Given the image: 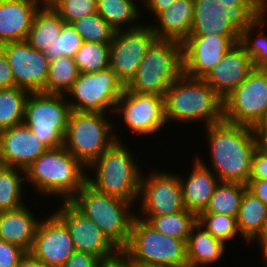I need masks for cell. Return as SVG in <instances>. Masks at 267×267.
Returning a JSON list of instances; mask_svg holds the SVG:
<instances>
[{
	"mask_svg": "<svg viewBox=\"0 0 267 267\" xmlns=\"http://www.w3.org/2000/svg\"><path fill=\"white\" fill-rule=\"evenodd\" d=\"M210 163L203 162L201 154L195 157L209 168L221 182L247 185L250 179L252 158L257 149L252 128L224 120L204 129ZM211 165V167H210Z\"/></svg>",
	"mask_w": 267,
	"mask_h": 267,
	"instance_id": "obj_1",
	"label": "cell"
},
{
	"mask_svg": "<svg viewBox=\"0 0 267 267\" xmlns=\"http://www.w3.org/2000/svg\"><path fill=\"white\" fill-rule=\"evenodd\" d=\"M85 168L64 146L48 148L25 169L26 183L46 198L70 201L86 183ZM28 181V182H27ZM53 195V196H52Z\"/></svg>",
	"mask_w": 267,
	"mask_h": 267,
	"instance_id": "obj_2",
	"label": "cell"
},
{
	"mask_svg": "<svg viewBox=\"0 0 267 267\" xmlns=\"http://www.w3.org/2000/svg\"><path fill=\"white\" fill-rule=\"evenodd\" d=\"M123 143L116 140L87 168L86 182L100 193L132 202L135 206L142 171L133 150Z\"/></svg>",
	"mask_w": 267,
	"mask_h": 267,
	"instance_id": "obj_3",
	"label": "cell"
},
{
	"mask_svg": "<svg viewBox=\"0 0 267 267\" xmlns=\"http://www.w3.org/2000/svg\"><path fill=\"white\" fill-rule=\"evenodd\" d=\"M165 118L168 125L203 121L204 129L223 120V100L203 79L182 74L166 90Z\"/></svg>",
	"mask_w": 267,
	"mask_h": 267,
	"instance_id": "obj_4",
	"label": "cell"
},
{
	"mask_svg": "<svg viewBox=\"0 0 267 267\" xmlns=\"http://www.w3.org/2000/svg\"><path fill=\"white\" fill-rule=\"evenodd\" d=\"M69 202L95 223L120 251L127 245L136 216L132 202L100 193L87 182Z\"/></svg>",
	"mask_w": 267,
	"mask_h": 267,
	"instance_id": "obj_5",
	"label": "cell"
},
{
	"mask_svg": "<svg viewBox=\"0 0 267 267\" xmlns=\"http://www.w3.org/2000/svg\"><path fill=\"white\" fill-rule=\"evenodd\" d=\"M183 74V44L157 39L148 49L125 90L165 97L166 90Z\"/></svg>",
	"mask_w": 267,
	"mask_h": 267,
	"instance_id": "obj_6",
	"label": "cell"
},
{
	"mask_svg": "<svg viewBox=\"0 0 267 267\" xmlns=\"http://www.w3.org/2000/svg\"><path fill=\"white\" fill-rule=\"evenodd\" d=\"M100 112L72 111L63 146L88 168L116 140L122 137L115 131L110 114ZM114 128V129H113Z\"/></svg>",
	"mask_w": 267,
	"mask_h": 267,
	"instance_id": "obj_7",
	"label": "cell"
},
{
	"mask_svg": "<svg viewBox=\"0 0 267 267\" xmlns=\"http://www.w3.org/2000/svg\"><path fill=\"white\" fill-rule=\"evenodd\" d=\"M121 251L138 267H188L186 241L156 231L137 216Z\"/></svg>",
	"mask_w": 267,
	"mask_h": 267,
	"instance_id": "obj_8",
	"label": "cell"
},
{
	"mask_svg": "<svg viewBox=\"0 0 267 267\" xmlns=\"http://www.w3.org/2000/svg\"><path fill=\"white\" fill-rule=\"evenodd\" d=\"M72 110L66 96L30 92L25 103L23 123L48 148L63 146Z\"/></svg>",
	"mask_w": 267,
	"mask_h": 267,
	"instance_id": "obj_9",
	"label": "cell"
},
{
	"mask_svg": "<svg viewBox=\"0 0 267 267\" xmlns=\"http://www.w3.org/2000/svg\"><path fill=\"white\" fill-rule=\"evenodd\" d=\"M263 10L262 6L226 8L222 0H194L193 26L189 36H240Z\"/></svg>",
	"mask_w": 267,
	"mask_h": 267,
	"instance_id": "obj_10",
	"label": "cell"
},
{
	"mask_svg": "<svg viewBox=\"0 0 267 267\" xmlns=\"http://www.w3.org/2000/svg\"><path fill=\"white\" fill-rule=\"evenodd\" d=\"M124 90V84L109 67L98 72L80 73L65 96L72 111L112 113L113 116Z\"/></svg>",
	"mask_w": 267,
	"mask_h": 267,
	"instance_id": "obj_11",
	"label": "cell"
},
{
	"mask_svg": "<svg viewBox=\"0 0 267 267\" xmlns=\"http://www.w3.org/2000/svg\"><path fill=\"white\" fill-rule=\"evenodd\" d=\"M142 172L136 216H158L184 211L182 187L178 174L154 169ZM140 204V205H139ZM140 206V207H139Z\"/></svg>",
	"mask_w": 267,
	"mask_h": 267,
	"instance_id": "obj_12",
	"label": "cell"
},
{
	"mask_svg": "<svg viewBox=\"0 0 267 267\" xmlns=\"http://www.w3.org/2000/svg\"><path fill=\"white\" fill-rule=\"evenodd\" d=\"M122 120L125 128L137 136L153 137L167 125L165 97L139 94L124 90L116 104L114 115ZM118 115V116H117ZM122 118V119H121Z\"/></svg>",
	"mask_w": 267,
	"mask_h": 267,
	"instance_id": "obj_13",
	"label": "cell"
},
{
	"mask_svg": "<svg viewBox=\"0 0 267 267\" xmlns=\"http://www.w3.org/2000/svg\"><path fill=\"white\" fill-rule=\"evenodd\" d=\"M267 108V69L254 68L223 100V120L252 127Z\"/></svg>",
	"mask_w": 267,
	"mask_h": 267,
	"instance_id": "obj_14",
	"label": "cell"
},
{
	"mask_svg": "<svg viewBox=\"0 0 267 267\" xmlns=\"http://www.w3.org/2000/svg\"><path fill=\"white\" fill-rule=\"evenodd\" d=\"M143 24L132 30L116 31L110 42L109 67L124 86L134 77L149 47L157 40L149 23Z\"/></svg>",
	"mask_w": 267,
	"mask_h": 267,
	"instance_id": "obj_15",
	"label": "cell"
},
{
	"mask_svg": "<svg viewBox=\"0 0 267 267\" xmlns=\"http://www.w3.org/2000/svg\"><path fill=\"white\" fill-rule=\"evenodd\" d=\"M61 202L52 212L67 226L76 251L92 254L101 261L120 252L95 223L69 201Z\"/></svg>",
	"mask_w": 267,
	"mask_h": 267,
	"instance_id": "obj_16",
	"label": "cell"
},
{
	"mask_svg": "<svg viewBox=\"0 0 267 267\" xmlns=\"http://www.w3.org/2000/svg\"><path fill=\"white\" fill-rule=\"evenodd\" d=\"M12 69L15 86L29 92H41L48 77L49 58L25 40L0 46Z\"/></svg>",
	"mask_w": 267,
	"mask_h": 267,
	"instance_id": "obj_17",
	"label": "cell"
},
{
	"mask_svg": "<svg viewBox=\"0 0 267 267\" xmlns=\"http://www.w3.org/2000/svg\"><path fill=\"white\" fill-rule=\"evenodd\" d=\"M240 36H188L183 42V74L203 79Z\"/></svg>",
	"mask_w": 267,
	"mask_h": 267,
	"instance_id": "obj_18",
	"label": "cell"
},
{
	"mask_svg": "<svg viewBox=\"0 0 267 267\" xmlns=\"http://www.w3.org/2000/svg\"><path fill=\"white\" fill-rule=\"evenodd\" d=\"M67 226L54 214L40 218L29 253L49 267H62L75 252Z\"/></svg>",
	"mask_w": 267,
	"mask_h": 267,
	"instance_id": "obj_19",
	"label": "cell"
},
{
	"mask_svg": "<svg viewBox=\"0 0 267 267\" xmlns=\"http://www.w3.org/2000/svg\"><path fill=\"white\" fill-rule=\"evenodd\" d=\"M47 149L24 123L0 131V161L4 166L25 170Z\"/></svg>",
	"mask_w": 267,
	"mask_h": 267,
	"instance_id": "obj_20",
	"label": "cell"
},
{
	"mask_svg": "<svg viewBox=\"0 0 267 267\" xmlns=\"http://www.w3.org/2000/svg\"><path fill=\"white\" fill-rule=\"evenodd\" d=\"M254 69L245 48L235 44L203 78L217 95L224 100Z\"/></svg>",
	"mask_w": 267,
	"mask_h": 267,
	"instance_id": "obj_21",
	"label": "cell"
},
{
	"mask_svg": "<svg viewBox=\"0 0 267 267\" xmlns=\"http://www.w3.org/2000/svg\"><path fill=\"white\" fill-rule=\"evenodd\" d=\"M178 177L182 187L184 207L198 217L205 211L211 196L221 181L196 157L193 159V165L188 175L178 173Z\"/></svg>",
	"mask_w": 267,
	"mask_h": 267,
	"instance_id": "obj_22",
	"label": "cell"
},
{
	"mask_svg": "<svg viewBox=\"0 0 267 267\" xmlns=\"http://www.w3.org/2000/svg\"><path fill=\"white\" fill-rule=\"evenodd\" d=\"M43 0H0V46L24 41Z\"/></svg>",
	"mask_w": 267,
	"mask_h": 267,
	"instance_id": "obj_23",
	"label": "cell"
},
{
	"mask_svg": "<svg viewBox=\"0 0 267 267\" xmlns=\"http://www.w3.org/2000/svg\"><path fill=\"white\" fill-rule=\"evenodd\" d=\"M194 0H174L150 23L157 39L183 42L193 26Z\"/></svg>",
	"mask_w": 267,
	"mask_h": 267,
	"instance_id": "obj_24",
	"label": "cell"
},
{
	"mask_svg": "<svg viewBox=\"0 0 267 267\" xmlns=\"http://www.w3.org/2000/svg\"><path fill=\"white\" fill-rule=\"evenodd\" d=\"M27 204L13 211L0 212V240L31 250L40 222Z\"/></svg>",
	"mask_w": 267,
	"mask_h": 267,
	"instance_id": "obj_25",
	"label": "cell"
},
{
	"mask_svg": "<svg viewBox=\"0 0 267 267\" xmlns=\"http://www.w3.org/2000/svg\"><path fill=\"white\" fill-rule=\"evenodd\" d=\"M227 245L213 237L198 222L192 227L186 241L188 267H209L218 263L226 254Z\"/></svg>",
	"mask_w": 267,
	"mask_h": 267,
	"instance_id": "obj_26",
	"label": "cell"
},
{
	"mask_svg": "<svg viewBox=\"0 0 267 267\" xmlns=\"http://www.w3.org/2000/svg\"><path fill=\"white\" fill-rule=\"evenodd\" d=\"M64 24L65 21L51 5L48 2H44L34 14L31 28L25 41L36 50L44 52L60 35Z\"/></svg>",
	"mask_w": 267,
	"mask_h": 267,
	"instance_id": "obj_27",
	"label": "cell"
},
{
	"mask_svg": "<svg viewBox=\"0 0 267 267\" xmlns=\"http://www.w3.org/2000/svg\"><path fill=\"white\" fill-rule=\"evenodd\" d=\"M137 1L98 0L97 13L116 31L132 30L142 25L141 4Z\"/></svg>",
	"mask_w": 267,
	"mask_h": 267,
	"instance_id": "obj_28",
	"label": "cell"
},
{
	"mask_svg": "<svg viewBox=\"0 0 267 267\" xmlns=\"http://www.w3.org/2000/svg\"><path fill=\"white\" fill-rule=\"evenodd\" d=\"M236 219L241 237L251 244L267 221V205L246 189Z\"/></svg>",
	"mask_w": 267,
	"mask_h": 267,
	"instance_id": "obj_29",
	"label": "cell"
},
{
	"mask_svg": "<svg viewBox=\"0 0 267 267\" xmlns=\"http://www.w3.org/2000/svg\"><path fill=\"white\" fill-rule=\"evenodd\" d=\"M266 25L267 9H264L257 20L240 33L239 43L250 56L254 68L267 69V33L264 30Z\"/></svg>",
	"mask_w": 267,
	"mask_h": 267,
	"instance_id": "obj_30",
	"label": "cell"
},
{
	"mask_svg": "<svg viewBox=\"0 0 267 267\" xmlns=\"http://www.w3.org/2000/svg\"><path fill=\"white\" fill-rule=\"evenodd\" d=\"M26 184L25 170L3 166L0 169V212L13 211L26 203L23 196Z\"/></svg>",
	"mask_w": 267,
	"mask_h": 267,
	"instance_id": "obj_31",
	"label": "cell"
},
{
	"mask_svg": "<svg viewBox=\"0 0 267 267\" xmlns=\"http://www.w3.org/2000/svg\"><path fill=\"white\" fill-rule=\"evenodd\" d=\"M80 72L73 57L63 56L49 60L48 77L45 88L46 94L65 95L77 80Z\"/></svg>",
	"mask_w": 267,
	"mask_h": 267,
	"instance_id": "obj_32",
	"label": "cell"
},
{
	"mask_svg": "<svg viewBox=\"0 0 267 267\" xmlns=\"http://www.w3.org/2000/svg\"><path fill=\"white\" fill-rule=\"evenodd\" d=\"M137 217L146 221L156 231L184 241H187L192 227L197 223V216L186 209L174 214Z\"/></svg>",
	"mask_w": 267,
	"mask_h": 267,
	"instance_id": "obj_33",
	"label": "cell"
},
{
	"mask_svg": "<svg viewBox=\"0 0 267 267\" xmlns=\"http://www.w3.org/2000/svg\"><path fill=\"white\" fill-rule=\"evenodd\" d=\"M247 185L220 182L202 213L227 214L237 218Z\"/></svg>",
	"mask_w": 267,
	"mask_h": 267,
	"instance_id": "obj_34",
	"label": "cell"
},
{
	"mask_svg": "<svg viewBox=\"0 0 267 267\" xmlns=\"http://www.w3.org/2000/svg\"><path fill=\"white\" fill-rule=\"evenodd\" d=\"M29 93L28 90L16 86L0 89V131L23 123Z\"/></svg>",
	"mask_w": 267,
	"mask_h": 267,
	"instance_id": "obj_35",
	"label": "cell"
},
{
	"mask_svg": "<svg viewBox=\"0 0 267 267\" xmlns=\"http://www.w3.org/2000/svg\"><path fill=\"white\" fill-rule=\"evenodd\" d=\"M110 43L84 41L74 55L80 73L98 72L109 68Z\"/></svg>",
	"mask_w": 267,
	"mask_h": 267,
	"instance_id": "obj_36",
	"label": "cell"
},
{
	"mask_svg": "<svg viewBox=\"0 0 267 267\" xmlns=\"http://www.w3.org/2000/svg\"><path fill=\"white\" fill-rule=\"evenodd\" d=\"M71 25L82 36L83 41L110 43L116 33L98 13L75 20Z\"/></svg>",
	"mask_w": 267,
	"mask_h": 267,
	"instance_id": "obj_37",
	"label": "cell"
},
{
	"mask_svg": "<svg viewBox=\"0 0 267 267\" xmlns=\"http://www.w3.org/2000/svg\"><path fill=\"white\" fill-rule=\"evenodd\" d=\"M197 222L226 245L240 235L236 217L227 214L201 213L197 217Z\"/></svg>",
	"mask_w": 267,
	"mask_h": 267,
	"instance_id": "obj_38",
	"label": "cell"
},
{
	"mask_svg": "<svg viewBox=\"0 0 267 267\" xmlns=\"http://www.w3.org/2000/svg\"><path fill=\"white\" fill-rule=\"evenodd\" d=\"M83 42L82 36L74 27L69 23H65L60 35L56 37L53 44L47 47L43 53L49 60H56L63 56L74 57L76 52L81 48Z\"/></svg>",
	"mask_w": 267,
	"mask_h": 267,
	"instance_id": "obj_39",
	"label": "cell"
},
{
	"mask_svg": "<svg viewBox=\"0 0 267 267\" xmlns=\"http://www.w3.org/2000/svg\"><path fill=\"white\" fill-rule=\"evenodd\" d=\"M65 23L97 13L98 0H48Z\"/></svg>",
	"mask_w": 267,
	"mask_h": 267,
	"instance_id": "obj_40",
	"label": "cell"
},
{
	"mask_svg": "<svg viewBox=\"0 0 267 267\" xmlns=\"http://www.w3.org/2000/svg\"><path fill=\"white\" fill-rule=\"evenodd\" d=\"M27 253L20 246L0 240V267H18Z\"/></svg>",
	"mask_w": 267,
	"mask_h": 267,
	"instance_id": "obj_41",
	"label": "cell"
},
{
	"mask_svg": "<svg viewBox=\"0 0 267 267\" xmlns=\"http://www.w3.org/2000/svg\"><path fill=\"white\" fill-rule=\"evenodd\" d=\"M101 260L89 253L75 251L62 267H99Z\"/></svg>",
	"mask_w": 267,
	"mask_h": 267,
	"instance_id": "obj_42",
	"label": "cell"
},
{
	"mask_svg": "<svg viewBox=\"0 0 267 267\" xmlns=\"http://www.w3.org/2000/svg\"><path fill=\"white\" fill-rule=\"evenodd\" d=\"M250 179H267V155L256 149L252 158Z\"/></svg>",
	"mask_w": 267,
	"mask_h": 267,
	"instance_id": "obj_43",
	"label": "cell"
},
{
	"mask_svg": "<svg viewBox=\"0 0 267 267\" xmlns=\"http://www.w3.org/2000/svg\"><path fill=\"white\" fill-rule=\"evenodd\" d=\"M15 87L14 76L12 69L7 61V58L0 47V89Z\"/></svg>",
	"mask_w": 267,
	"mask_h": 267,
	"instance_id": "obj_44",
	"label": "cell"
},
{
	"mask_svg": "<svg viewBox=\"0 0 267 267\" xmlns=\"http://www.w3.org/2000/svg\"><path fill=\"white\" fill-rule=\"evenodd\" d=\"M247 189L267 205V179H249Z\"/></svg>",
	"mask_w": 267,
	"mask_h": 267,
	"instance_id": "obj_45",
	"label": "cell"
},
{
	"mask_svg": "<svg viewBox=\"0 0 267 267\" xmlns=\"http://www.w3.org/2000/svg\"><path fill=\"white\" fill-rule=\"evenodd\" d=\"M140 2V4H143L146 8L144 11H151L152 17L154 15V18H156L162 11L166 10L174 0H141Z\"/></svg>",
	"mask_w": 267,
	"mask_h": 267,
	"instance_id": "obj_46",
	"label": "cell"
},
{
	"mask_svg": "<svg viewBox=\"0 0 267 267\" xmlns=\"http://www.w3.org/2000/svg\"><path fill=\"white\" fill-rule=\"evenodd\" d=\"M135 264L120 251L114 257L102 260L99 267H134Z\"/></svg>",
	"mask_w": 267,
	"mask_h": 267,
	"instance_id": "obj_47",
	"label": "cell"
},
{
	"mask_svg": "<svg viewBox=\"0 0 267 267\" xmlns=\"http://www.w3.org/2000/svg\"><path fill=\"white\" fill-rule=\"evenodd\" d=\"M257 243L260 247V252L264 259L267 256V221L265 222L261 232L257 235V237L253 240V243Z\"/></svg>",
	"mask_w": 267,
	"mask_h": 267,
	"instance_id": "obj_48",
	"label": "cell"
},
{
	"mask_svg": "<svg viewBox=\"0 0 267 267\" xmlns=\"http://www.w3.org/2000/svg\"><path fill=\"white\" fill-rule=\"evenodd\" d=\"M255 138L257 149L267 155V130H252Z\"/></svg>",
	"mask_w": 267,
	"mask_h": 267,
	"instance_id": "obj_49",
	"label": "cell"
},
{
	"mask_svg": "<svg viewBox=\"0 0 267 267\" xmlns=\"http://www.w3.org/2000/svg\"><path fill=\"white\" fill-rule=\"evenodd\" d=\"M18 267H49L44 262L35 259L30 253H27L26 256L21 260Z\"/></svg>",
	"mask_w": 267,
	"mask_h": 267,
	"instance_id": "obj_50",
	"label": "cell"
},
{
	"mask_svg": "<svg viewBox=\"0 0 267 267\" xmlns=\"http://www.w3.org/2000/svg\"><path fill=\"white\" fill-rule=\"evenodd\" d=\"M226 8L237 6H261L256 0H222Z\"/></svg>",
	"mask_w": 267,
	"mask_h": 267,
	"instance_id": "obj_51",
	"label": "cell"
},
{
	"mask_svg": "<svg viewBox=\"0 0 267 267\" xmlns=\"http://www.w3.org/2000/svg\"><path fill=\"white\" fill-rule=\"evenodd\" d=\"M251 128L252 130H267V108Z\"/></svg>",
	"mask_w": 267,
	"mask_h": 267,
	"instance_id": "obj_52",
	"label": "cell"
},
{
	"mask_svg": "<svg viewBox=\"0 0 267 267\" xmlns=\"http://www.w3.org/2000/svg\"><path fill=\"white\" fill-rule=\"evenodd\" d=\"M264 9H267V0H256Z\"/></svg>",
	"mask_w": 267,
	"mask_h": 267,
	"instance_id": "obj_53",
	"label": "cell"
},
{
	"mask_svg": "<svg viewBox=\"0 0 267 267\" xmlns=\"http://www.w3.org/2000/svg\"><path fill=\"white\" fill-rule=\"evenodd\" d=\"M263 261L265 262H263L264 266L267 267V256L263 259Z\"/></svg>",
	"mask_w": 267,
	"mask_h": 267,
	"instance_id": "obj_54",
	"label": "cell"
},
{
	"mask_svg": "<svg viewBox=\"0 0 267 267\" xmlns=\"http://www.w3.org/2000/svg\"><path fill=\"white\" fill-rule=\"evenodd\" d=\"M4 166V164L0 161V169Z\"/></svg>",
	"mask_w": 267,
	"mask_h": 267,
	"instance_id": "obj_55",
	"label": "cell"
}]
</instances>
